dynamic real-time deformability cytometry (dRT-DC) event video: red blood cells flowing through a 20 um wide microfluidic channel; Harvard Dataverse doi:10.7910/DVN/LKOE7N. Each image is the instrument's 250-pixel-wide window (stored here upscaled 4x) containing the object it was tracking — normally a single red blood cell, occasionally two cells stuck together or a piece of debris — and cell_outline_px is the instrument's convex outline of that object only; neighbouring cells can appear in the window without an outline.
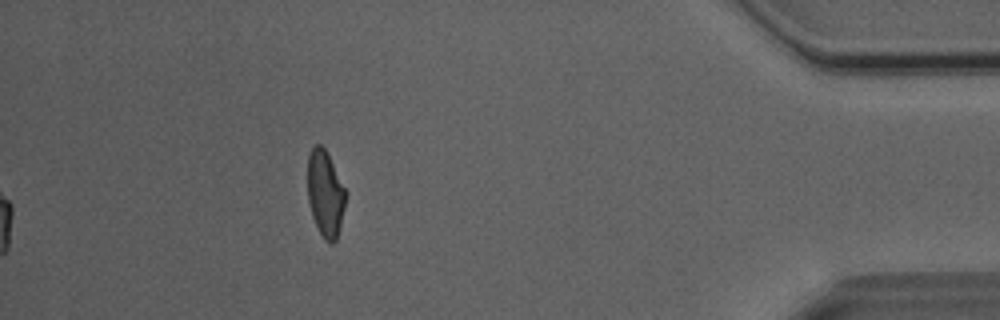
{"species": "Egyptian fruit bat (a non-hibernating species)", "species_latin": "Rousettus aegyptiacus", "temperature_condition": "room temperature", "stored_images_in_passage": 37, "camera_frame_rate_fps": 3000, "um_per_image_px": 0.085, "animal": {"sex": "male"}, "frame": {"image": 1, "passage_image": 37, "time_ms": 12.0, "image_size_px": [1000, 320], "cell_outline_px": [[344, 208], [336, 240], [332, 244], [328, 244], [324, 240], [312, 216], [308, 200], [308, 156], [312, 148], [316, 144], [320, 144], [324, 148], [344, 188]], "centroid_in_image_um": [27.62, 16.49], "position_along_channel_um": 407.6, "area_um2": 18.5}, "authors_computed_cell_mechanics": {"area_um2": 20.4612, "velocity_mm_per_s": 4.0612, "shape_relaxation_time_tau1_ms": 6.3922, "shape_relaxation_time_tau2_ms": 1.486, "deformation_change_tau1": 0.1787, "deformation_change_tau2": 0.0787}}